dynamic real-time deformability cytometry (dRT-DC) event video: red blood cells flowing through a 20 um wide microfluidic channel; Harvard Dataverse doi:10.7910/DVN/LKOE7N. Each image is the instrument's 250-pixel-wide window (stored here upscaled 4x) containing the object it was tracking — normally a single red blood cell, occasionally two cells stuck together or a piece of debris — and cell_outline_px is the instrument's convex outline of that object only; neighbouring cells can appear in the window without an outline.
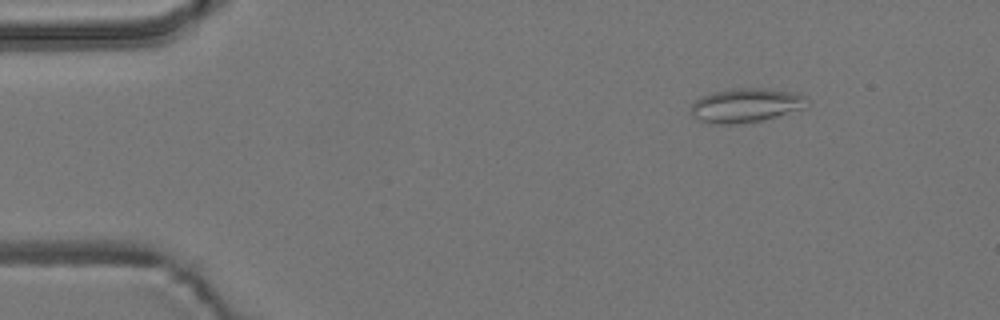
{"species": "common noctule bat (a hibernating species)", "species_latin": "Nyctalus noctula", "temperature_condition": "room temperature", "stored_images_in_passage": 8, "camera_frame_rate_fps": 3000, "um_per_image_px": 0.085, "animal": {"sex": "male", "body_mass_g": 19.2, "forearm_length_mm": 51.8}, "frame": {"image": 1, "passage_image": 1, "time_ms": 0.0, "image_size_px": [1000, 320], "cell_outline_px": [[808, 100], [804, 108], [764, 120], [736, 124], [716, 124], [700, 120], [692, 116], [692, 104], [700, 96], [712, 92], [732, 88], [764, 88], [800, 92]], "centroid_in_image_um": [63.42, 8.94], "position_along_channel_um": 21.6, "area_um2": 23.24}}
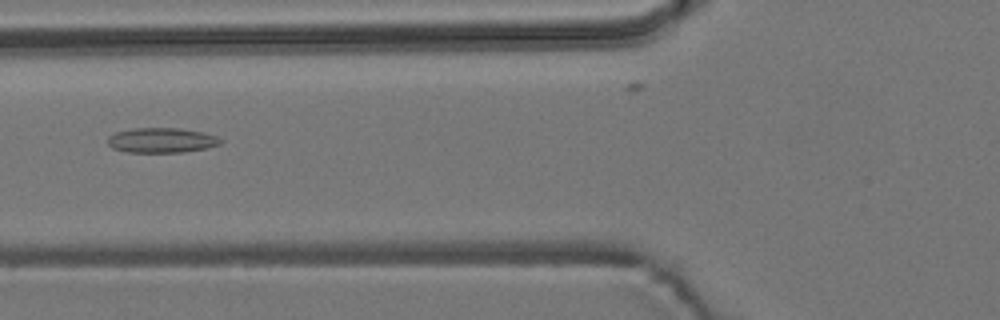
{"frame": {"image": 2, "passage_image": 5, "time_ms": 4.667, "image_size_px": [1000, 320], "cell_outline_px": [[224, 140], [220, 144], [204, 148], [184, 152], [128, 152], [112, 148], [108, 144], [108, 136], [116, 132], [132, 128], [180, 128], [204, 132], [216, 136]], "centroid_in_image_um": [13.73, 11.91], "position_along_channel_um": 112.1, "area_um2": 16.42}}
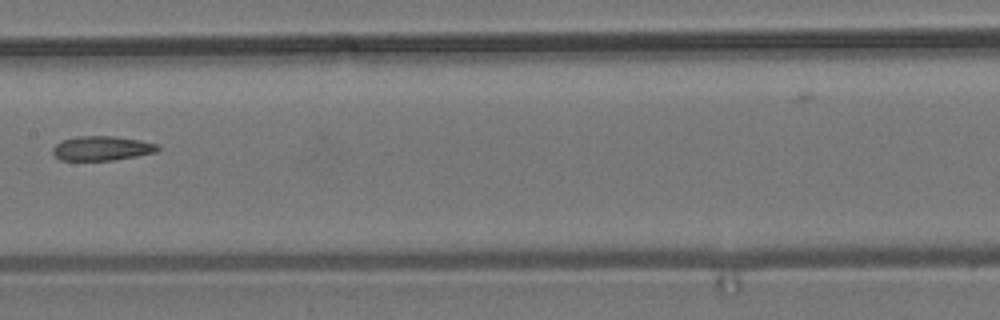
{"frame": {"image": 3, "passage_image": 7, "time_ms": 7.0, "image_size_px": [1000, 320], "cell_outline_px": [[160, 148], [156, 152], [136, 156], [112, 160], [60, 160], [52, 152], [52, 148], [56, 144], [64, 140], [76, 136], [112, 136], [140, 140], [160, 144]], "centroid_in_image_um": [8.68, 12.6], "position_along_channel_um": 198.7, "area_um2": 14.91}}